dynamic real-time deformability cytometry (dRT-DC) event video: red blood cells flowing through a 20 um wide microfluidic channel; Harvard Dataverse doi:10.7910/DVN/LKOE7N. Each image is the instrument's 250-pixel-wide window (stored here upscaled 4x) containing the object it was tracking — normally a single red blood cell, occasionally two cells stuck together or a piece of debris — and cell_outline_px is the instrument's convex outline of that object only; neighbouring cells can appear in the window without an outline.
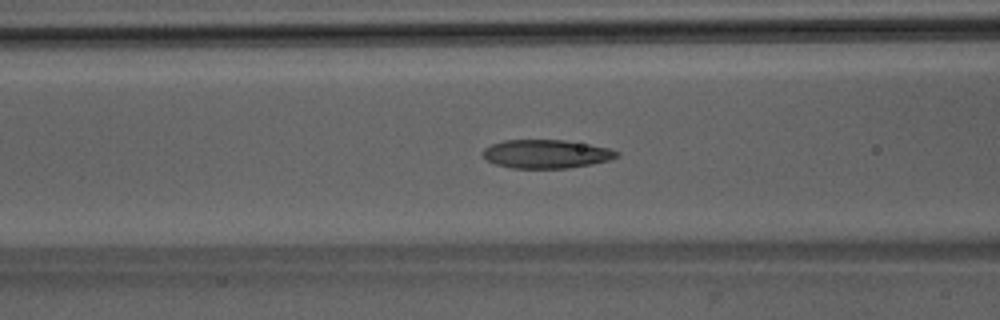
{"species": "Egyptian fruit bat (a non-hibernating species)", "species_latin": "Rousettus aegyptiacus", "temperature_condition": "room temperature", "stored_images_in_passage": 52, "camera_frame_rate_fps": 3000, "um_per_image_px": 0.085, "animal": {"sex": "male"}, "frame": {"image": 1, "passage_image": 21, "time_ms": 6.667, "image_size_px": [1000, 320], "cell_outline_px": [[620, 156], [608, 160], [592, 164], [568, 168], [512, 168], [496, 164], [484, 160], [480, 152], [484, 148], [492, 144], [504, 140], [564, 140], [588, 144], [608, 148], [620, 152]], "centroid_in_image_um": [46.39, 13.09], "position_along_channel_um": 120.2, "area_um2": 22.43}}
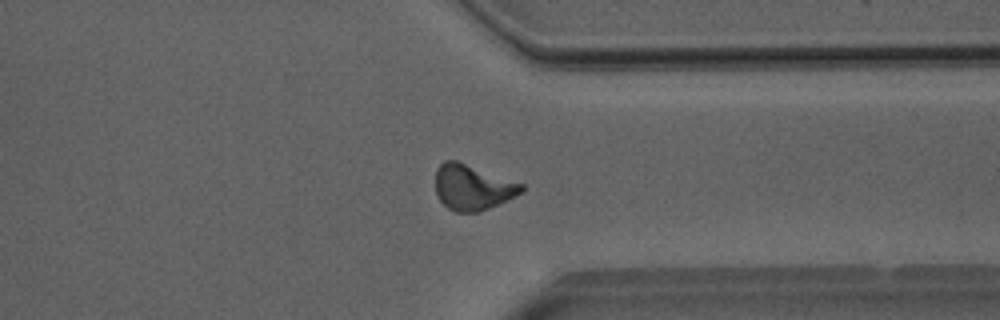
{"frame": {"image": 2, "passage_image": 40, "time_ms": 13.0, "image_size_px": [1000, 320], "cell_outline_px": [[524, 192], [488, 208], [476, 212], [456, 212], [448, 208], [436, 196], [436, 168], [444, 160], [456, 160], [524, 184]], "centroid_in_image_um": [40.15, 15.91], "position_along_channel_um": 371.2, "area_um2": 22.66}}
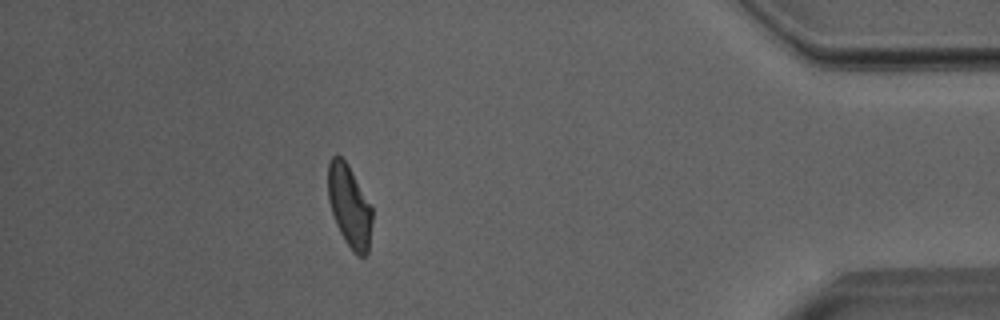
{"frame": {"image": 3, "passage_image": 46, "time_ms": 15.0, "image_size_px": [1000, 320], "cell_outline_px": [[372, 220], [368, 252], [364, 256], [356, 256], [352, 252], [344, 240], [336, 224], [328, 200], [328, 160], [336, 152], [348, 164], [372, 204]], "centroid_in_image_um": [29.7, 17.49], "position_along_channel_um": 405.5, "area_um2": 21.56}, "authors_computed_cell_mechanics": {"area_um2": 22.4553, "velocity_mm_per_s": 3.9848, "shape_relaxation_time_tau1_ms": 7.0297, "shape_relaxation_time_tau2_ms": 2.1732, "deformation_change_tau1": 0.1997, "deformation_change_tau2": 0.0991}}